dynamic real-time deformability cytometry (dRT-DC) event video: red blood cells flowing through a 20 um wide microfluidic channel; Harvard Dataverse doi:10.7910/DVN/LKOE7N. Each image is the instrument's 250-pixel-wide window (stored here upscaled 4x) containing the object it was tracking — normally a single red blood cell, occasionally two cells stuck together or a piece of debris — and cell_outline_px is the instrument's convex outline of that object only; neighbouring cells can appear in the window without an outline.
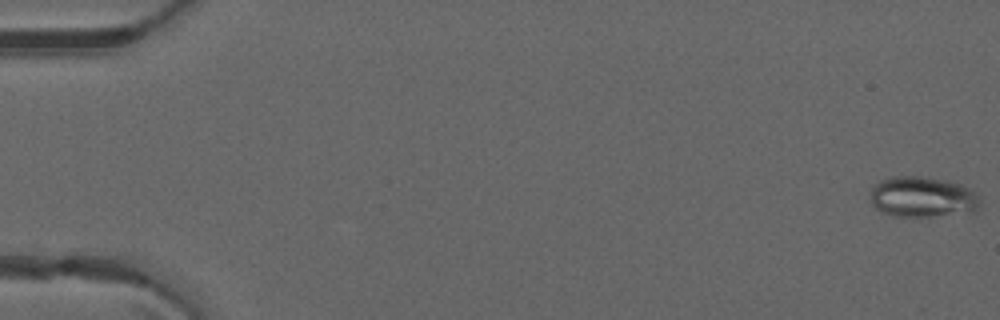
{"species": "common noctule bat (a hibernating species)", "species_latin": "Nyctalus noctula", "temperature_condition": "warm", "stored_images_in_passage": 16, "camera_frame_rate_fps": 3000, "um_per_image_px": 0.085, "animal": {"sex": "male", "forearm_length_mm": 52.5}, "frame": {"image": 1, "passage_image": 1, "time_ms": 0.0, "image_size_px": [1000, 320], "cell_outline_px": [[980, 208], [976, 212], [932, 216], [896, 216], [884, 212], [876, 208], [868, 200], [868, 192], [880, 180], [892, 176], [920, 176], [948, 180], [960, 184], [968, 188], [980, 200]], "centroid_in_image_um": [78.38, 16.74], "position_along_channel_um": 6.6, "area_um2": 26.24}}